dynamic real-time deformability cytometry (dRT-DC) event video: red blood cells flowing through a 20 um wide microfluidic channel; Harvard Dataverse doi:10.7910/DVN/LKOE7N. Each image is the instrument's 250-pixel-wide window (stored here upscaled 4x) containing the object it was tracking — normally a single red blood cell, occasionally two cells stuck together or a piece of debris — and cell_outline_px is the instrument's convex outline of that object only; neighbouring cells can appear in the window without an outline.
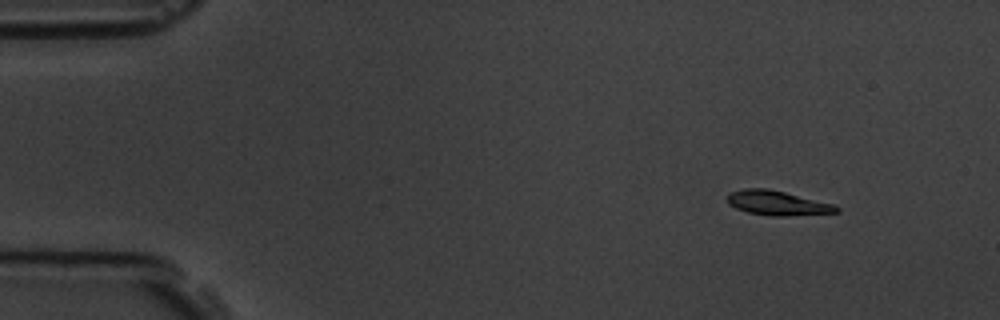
{"species": "common noctule bat (a hibernating species)", "species_latin": "Nyctalus noctula", "temperature_condition": "room temperature", "stored_images_in_passage": 5, "camera_frame_rate_fps": 3000, "um_per_image_px": 0.085, "animal": {"sex": "male", "body_mass_g": 19.5, "forearm_length_mm": 54.6}, "frame": {"image": 1, "passage_image": 2, "time_ms": 1.0, "image_size_px": [1000, 320], "cell_outline_px": [[840, 212], [784, 216], [772, 216], [748, 212], [736, 208], [728, 204], [724, 200], [728, 192], [744, 188], [768, 188], [832, 204], [840, 208]], "centroid_in_image_um": [65.99, 17.25], "position_along_channel_um": 19.0, "area_um2": 15.61}}
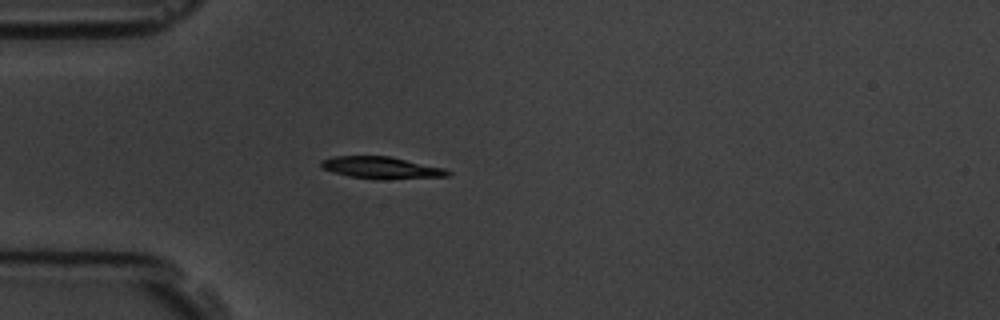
{"frame": {"image": 2, "passage_image": 5, "time_ms": 4.333, "image_size_px": [1000, 320], "cell_outline_px": [[452, 172], [448, 176], [348, 176], [332, 172], [324, 168], [320, 164], [320, 160], [332, 156], [392, 156], [444, 168]], "centroid_in_image_um": [32.33, 14.17], "position_along_channel_um": 52.7, "area_um2": 14.91}}